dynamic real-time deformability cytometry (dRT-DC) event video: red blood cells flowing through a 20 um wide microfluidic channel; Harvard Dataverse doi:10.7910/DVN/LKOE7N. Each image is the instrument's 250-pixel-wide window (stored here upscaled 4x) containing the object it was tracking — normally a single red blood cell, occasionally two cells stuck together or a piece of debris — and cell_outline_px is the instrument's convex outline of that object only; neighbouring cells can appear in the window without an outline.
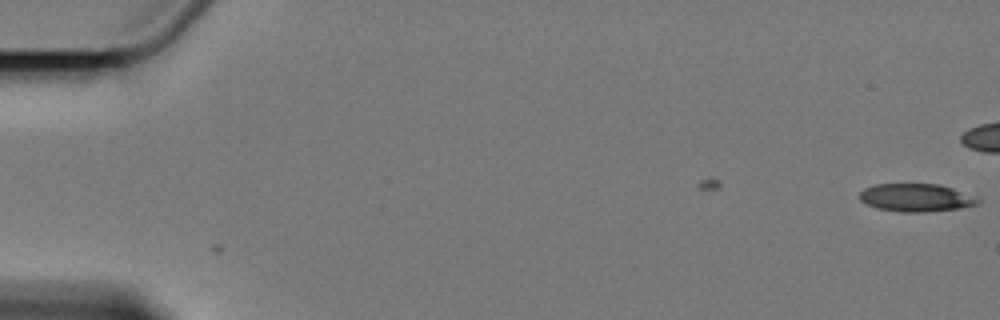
{"species": "Egyptian fruit bat (a non-hibernating species)", "species_latin": "Rousettus aegyptiacus", "temperature_condition": "cold", "stored_images_in_passage": 2, "camera_frame_rate_fps": 3000, "um_per_image_px": 0.085, "animal": {"sex": "female"}, "frame": {"image": 1, "passage_image": 2, "time_ms": 1.0, "image_size_px": [1000, 320], "cell_outline_px": [[980, 200], [976, 204], [960, 208], [924, 212], [900, 212], [876, 208], [860, 200], [860, 192], [864, 188], [876, 184], [936, 184], [952, 188]], "centroid_in_image_um": [77.8, 16.8], "position_along_channel_um": 7.2, "area_um2": 18.9}}